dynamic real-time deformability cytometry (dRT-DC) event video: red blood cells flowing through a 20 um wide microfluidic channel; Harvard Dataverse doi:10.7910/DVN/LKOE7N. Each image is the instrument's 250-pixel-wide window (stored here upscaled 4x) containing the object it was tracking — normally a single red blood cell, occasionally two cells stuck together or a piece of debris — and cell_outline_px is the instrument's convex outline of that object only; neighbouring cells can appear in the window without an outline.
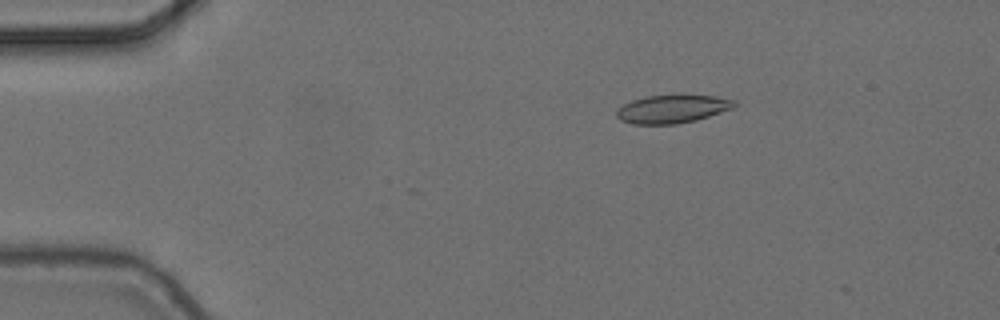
{"species": "common noctule bat (a hibernating species)", "species_latin": "Nyctalus noctula", "temperature_condition": "cold", "stored_images_in_passage": 4, "camera_frame_rate_fps": 3000, "um_per_image_px": 0.085, "animal": {"sex": "female", "body_mass_g": 24.6, "forearm_length_mm": 56.2}, "frame": {"image": 1, "passage_image": 3, "time_ms": 0.667, "image_size_px": [1000, 320], "cell_outline_px": [[736, 104], [732, 108], [696, 120], [676, 124], [632, 124], [620, 120], [616, 116], [616, 112], [624, 104], [632, 100], [644, 96], [680, 92], [716, 96], [736, 100]], "centroid_in_image_um": [57.16, 9.21], "position_along_channel_um": 27.8, "area_um2": 20.06}}